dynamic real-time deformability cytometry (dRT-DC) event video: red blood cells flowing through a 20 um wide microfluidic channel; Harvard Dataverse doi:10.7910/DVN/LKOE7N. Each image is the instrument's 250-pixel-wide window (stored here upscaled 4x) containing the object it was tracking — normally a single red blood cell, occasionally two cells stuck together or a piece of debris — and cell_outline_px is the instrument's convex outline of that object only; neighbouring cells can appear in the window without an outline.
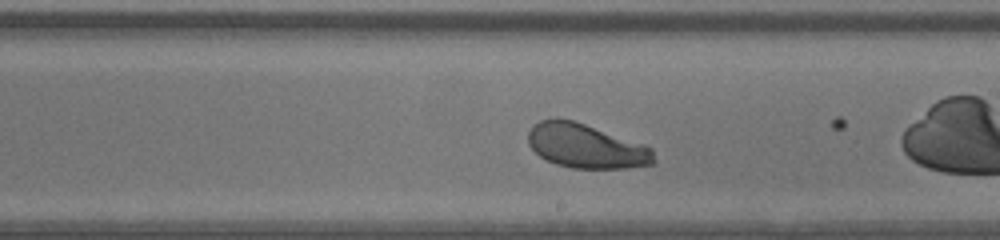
{"species": "human", "species_latin": "Homo sapiens", "temperature_condition": "warm", "stored_images_in_passage": 27, "camera_frame_rate_fps": 3000, "um_per_image_px": 0.085, "donor": {"sex": "male"}, "frame": {"image": 1, "passage_image": 16, "time_ms": 5.0, "image_size_px": [1000, 240], "cell_outline_px": [[656, 164], [624, 168], [572, 168], [556, 164], [540, 156], [528, 144], [528, 132], [532, 124], [540, 120], [556, 116], [572, 120], [584, 124], [652, 148], [656, 160]], "centroid_in_image_um": [49.77, 12.41], "position_along_channel_um": 239.2, "area_um2": 32.31}}